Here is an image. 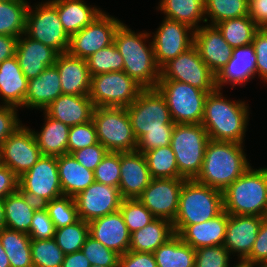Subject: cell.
I'll list each match as a JSON object with an SVG mask.
<instances>
[{"label":"cell","instance_id":"28","mask_svg":"<svg viewBox=\"0 0 267 267\" xmlns=\"http://www.w3.org/2000/svg\"><path fill=\"white\" fill-rule=\"evenodd\" d=\"M62 94L57 67L49 66L38 77L28 80L25 108L44 111Z\"/></svg>","mask_w":267,"mask_h":267},{"label":"cell","instance_id":"12","mask_svg":"<svg viewBox=\"0 0 267 267\" xmlns=\"http://www.w3.org/2000/svg\"><path fill=\"white\" fill-rule=\"evenodd\" d=\"M18 189L32 201L44 205L63 196L56 156H44L18 179Z\"/></svg>","mask_w":267,"mask_h":267},{"label":"cell","instance_id":"64","mask_svg":"<svg viewBox=\"0 0 267 267\" xmlns=\"http://www.w3.org/2000/svg\"><path fill=\"white\" fill-rule=\"evenodd\" d=\"M237 262H238V263H236V265H235V263H234V265H233L232 267H251V265H249V264H247V263L239 262L238 260H237Z\"/></svg>","mask_w":267,"mask_h":267},{"label":"cell","instance_id":"62","mask_svg":"<svg viewBox=\"0 0 267 267\" xmlns=\"http://www.w3.org/2000/svg\"><path fill=\"white\" fill-rule=\"evenodd\" d=\"M0 267H10V261L1 244V240H0Z\"/></svg>","mask_w":267,"mask_h":267},{"label":"cell","instance_id":"26","mask_svg":"<svg viewBox=\"0 0 267 267\" xmlns=\"http://www.w3.org/2000/svg\"><path fill=\"white\" fill-rule=\"evenodd\" d=\"M94 105L89 95L62 94L44 112L51 118L72 127L92 120Z\"/></svg>","mask_w":267,"mask_h":267},{"label":"cell","instance_id":"35","mask_svg":"<svg viewBox=\"0 0 267 267\" xmlns=\"http://www.w3.org/2000/svg\"><path fill=\"white\" fill-rule=\"evenodd\" d=\"M165 18L186 24L194 31L206 23L204 0H160L156 8Z\"/></svg>","mask_w":267,"mask_h":267},{"label":"cell","instance_id":"52","mask_svg":"<svg viewBox=\"0 0 267 267\" xmlns=\"http://www.w3.org/2000/svg\"><path fill=\"white\" fill-rule=\"evenodd\" d=\"M252 46L254 48L256 61V75L260 81L267 83V31L259 28L254 34Z\"/></svg>","mask_w":267,"mask_h":267},{"label":"cell","instance_id":"61","mask_svg":"<svg viewBox=\"0 0 267 267\" xmlns=\"http://www.w3.org/2000/svg\"><path fill=\"white\" fill-rule=\"evenodd\" d=\"M62 267H91V264L80 250L71 254H66L62 262Z\"/></svg>","mask_w":267,"mask_h":267},{"label":"cell","instance_id":"21","mask_svg":"<svg viewBox=\"0 0 267 267\" xmlns=\"http://www.w3.org/2000/svg\"><path fill=\"white\" fill-rule=\"evenodd\" d=\"M152 179L142 152H120L119 190L123 199L138 198Z\"/></svg>","mask_w":267,"mask_h":267},{"label":"cell","instance_id":"63","mask_svg":"<svg viewBox=\"0 0 267 267\" xmlns=\"http://www.w3.org/2000/svg\"><path fill=\"white\" fill-rule=\"evenodd\" d=\"M6 227L5 224V214H4V203L3 200L0 199V231Z\"/></svg>","mask_w":267,"mask_h":267},{"label":"cell","instance_id":"1","mask_svg":"<svg viewBox=\"0 0 267 267\" xmlns=\"http://www.w3.org/2000/svg\"><path fill=\"white\" fill-rule=\"evenodd\" d=\"M249 104L242 100H230L216 89L207 95L202 125L210 140L244 144L249 122Z\"/></svg>","mask_w":267,"mask_h":267},{"label":"cell","instance_id":"43","mask_svg":"<svg viewBox=\"0 0 267 267\" xmlns=\"http://www.w3.org/2000/svg\"><path fill=\"white\" fill-rule=\"evenodd\" d=\"M87 66L91 76L109 72L123 71L124 59L121 56L116 45L100 49L90 55L87 59Z\"/></svg>","mask_w":267,"mask_h":267},{"label":"cell","instance_id":"66","mask_svg":"<svg viewBox=\"0 0 267 267\" xmlns=\"http://www.w3.org/2000/svg\"><path fill=\"white\" fill-rule=\"evenodd\" d=\"M261 28L267 31V22Z\"/></svg>","mask_w":267,"mask_h":267},{"label":"cell","instance_id":"6","mask_svg":"<svg viewBox=\"0 0 267 267\" xmlns=\"http://www.w3.org/2000/svg\"><path fill=\"white\" fill-rule=\"evenodd\" d=\"M209 140L202 124H175L170 145L183 178L195 179L198 176Z\"/></svg>","mask_w":267,"mask_h":267},{"label":"cell","instance_id":"20","mask_svg":"<svg viewBox=\"0 0 267 267\" xmlns=\"http://www.w3.org/2000/svg\"><path fill=\"white\" fill-rule=\"evenodd\" d=\"M264 217L229 214L223 246L242 262L251 252Z\"/></svg>","mask_w":267,"mask_h":267},{"label":"cell","instance_id":"60","mask_svg":"<svg viewBox=\"0 0 267 267\" xmlns=\"http://www.w3.org/2000/svg\"><path fill=\"white\" fill-rule=\"evenodd\" d=\"M17 42L15 36L0 35V63L15 56Z\"/></svg>","mask_w":267,"mask_h":267},{"label":"cell","instance_id":"34","mask_svg":"<svg viewBox=\"0 0 267 267\" xmlns=\"http://www.w3.org/2000/svg\"><path fill=\"white\" fill-rule=\"evenodd\" d=\"M172 222L155 218L130 235L129 251L153 253L174 235Z\"/></svg>","mask_w":267,"mask_h":267},{"label":"cell","instance_id":"24","mask_svg":"<svg viewBox=\"0 0 267 267\" xmlns=\"http://www.w3.org/2000/svg\"><path fill=\"white\" fill-rule=\"evenodd\" d=\"M257 57L252 43L233 49L226 66L216 75V87L222 90L225 85L245 87L256 76Z\"/></svg>","mask_w":267,"mask_h":267},{"label":"cell","instance_id":"2","mask_svg":"<svg viewBox=\"0 0 267 267\" xmlns=\"http://www.w3.org/2000/svg\"><path fill=\"white\" fill-rule=\"evenodd\" d=\"M150 37L151 33H135L123 22L114 34V44L124 59L123 71L144 89H155L160 79L153 43L148 41Z\"/></svg>","mask_w":267,"mask_h":267},{"label":"cell","instance_id":"42","mask_svg":"<svg viewBox=\"0 0 267 267\" xmlns=\"http://www.w3.org/2000/svg\"><path fill=\"white\" fill-rule=\"evenodd\" d=\"M88 235V222L79 219L71 225L56 229L54 239L66 255L80 251Z\"/></svg>","mask_w":267,"mask_h":267},{"label":"cell","instance_id":"54","mask_svg":"<svg viewBox=\"0 0 267 267\" xmlns=\"http://www.w3.org/2000/svg\"><path fill=\"white\" fill-rule=\"evenodd\" d=\"M18 108L0 105V147L1 144L23 124L18 118Z\"/></svg>","mask_w":267,"mask_h":267},{"label":"cell","instance_id":"13","mask_svg":"<svg viewBox=\"0 0 267 267\" xmlns=\"http://www.w3.org/2000/svg\"><path fill=\"white\" fill-rule=\"evenodd\" d=\"M159 80L187 83L208 94L217 89L215 74L201 59L194 45L166 63L160 69Z\"/></svg>","mask_w":267,"mask_h":267},{"label":"cell","instance_id":"7","mask_svg":"<svg viewBox=\"0 0 267 267\" xmlns=\"http://www.w3.org/2000/svg\"><path fill=\"white\" fill-rule=\"evenodd\" d=\"M126 110L137 141L148 132L173 131L175 126L166 100L156 88L144 89Z\"/></svg>","mask_w":267,"mask_h":267},{"label":"cell","instance_id":"38","mask_svg":"<svg viewBox=\"0 0 267 267\" xmlns=\"http://www.w3.org/2000/svg\"><path fill=\"white\" fill-rule=\"evenodd\" d=\"M27 0L0 2V35L19 38L26 30Z\"/></svg>","mask_w":267,"mask_h":267},{"label":"cell","instance_id":"25","mask_svg":"<svg viewBox=\"0 0 267 267\" xmlns=\"http://www.w3.org/2000/svg\"><path fill=\"white\" fill-rule=\"evenodd\" d=\"M54 65L60 75L63 94L89 95L91 75L86 59L74 57L66 52L58 54Z\"/></svg>","mask_w":267,"mask_h":267},{"label":"cell","instance_id":"15","mask_svg":"<svg viewBox=\"0 0 267 267\" xmlns=\"http://www.w3.org/2000/svg\"><path fill=\"white\" fill-rule=\"evenodd\" d=\"M42 156L31 128L25 124L10 135L0 147V163L19 178Z\"/></svg>","mask_w":267,"mask_h":267},{"label":"cell","instance_id":"10","mask_svg":"<svg viewBox=\"0 0 267 267\" xmlns=\"http://www.w3.org/2000/svg\"><path fill=\"white\" fill-rule=\"evenodd\" d=\"M144 88L124 71L91 76L89 98L94 107L126 108Z\"/></svg>","mask_w":267,"mask_h":267},{"label":"cell","instance_id":"57","mask_svg":"<svg viewBox=\"0 0 267 267\" xmlns=\"http://www.w3.org/2000/svg\"><path fill=\"white\" fill-rule=\"evenodd\" d=\"M118 267H157L153 253L127 251L119 256Z\"/></svg>","mask_w":267,"mask_h":267},{"label":"cell","instance_id":"4","mask_svg":"<svg viewBox=\"0 0 267 267\" xmlns=\"http://www.w3.org/2000/svg\"><path fill=\"white\" fill-rule=\"evenodd\" d=\"M223 192V210L231 215L265 217L267 214V167L250 166Z\"/></svg>","mask_w":267,"mask_h":267},{"label":"cell","instance_id":"23","mask_svg":"<svg viewBox=\"0 0 267 267\" xmlns=\"http://www.w3.org/2000/svg\"><path fill=\"white\" fill-rule=\"evenodd\" d=\"M15 56L25 77H38L56 62L58 53L47 45L33 40L25 33L18 38Z\"/></svg>","mask_w":267,"mask_h":267},{"label":"cell","instance_id":"22","mask_svg":"<svg viewBox=\"0 0 267 267\" xmlns=\"http://www.w3.org/2000/svg\"><path fill=\"white\" fill-rule=\"evenodd\" d=\"M89 235L119 255L129 251L130 233L120 211L88 222Z\"/></svg>","mask_w":267,"mask_h":267},{"label":"cell","instance_id":"3","mask_svg":"<svg viewBox=\"0 0 267 267\" xmlns=\"http://www.w3.org/2000/svg\"><path fill=\"white\" fill-rule=\"evenodd\" d=\"M244 147V144L209 140L201 171L195 180L225 190L251 166Z\"/></svg>","mask_w":267,"mask_h":267},{"label":"cell","instance_id":"29","mask_svg":"<svg viewBox=\"0 0 267 267\" xmlns=\"http://www.w3.org/2000/svg\"><path fill=\"white\" fill-rule=\"evenodd\" d=\"M229 214L223 210L203 223L188 225L179 236L194 249L223 245Z\"/></svg>","mask_w":267,"mask_h":267},{"label":"cell","instance_id":"33","mask_svg":"<svg viewBox=\"0 0 267 267\" xmlns=\"http://www.w3.org/2000/svg\"><path fill=\"white\" fill-rule=\"evenodd\" d=\"M6 228L29 233L32 217L40 204L19 189L3 199Z\"/></svg>","mask_w":267,"mask_h":267},{"label":"cell","instance_id":"45","mask_svg":"<svg viewBox=\"0 0 267 267\" xmlns=\"http://www.w3.org/2000/svg\"><path fill=\"white\" fill-rule=\"evenodd\" d=\"M56 229L77 222V206L73 197L61 196L44 204Z\"/></svg>","mask_w":267,"mask_h":267},{"label":"cell","instance_id":"58","mask_svg":"<svg viewBox=\"0 0 267 267\" xmlns=\"http://www.w3.org/2000/svg\"><path fill=\"white\" fill-rule=\"evenodd\" d=\"M18 179L10 168L0 163V199L18 190Z\"/></svg>","mask_w":267,"mask_h":267},{"label":"cell","instance_id":"65","mask_svg":"<svg viewBox=\"0 0 267 267\" xmlns=\"http://www.w3.org/2000/svg\"><path fill=\"white\" fill-rule=\"evenodd\" d=\"M251 267H267V262L254 264V265H251Z\"/></svg>","mask_w":267,"mask_h":267},{"label":"cell","instance_id":"67","mask_svg":"<svg viewBox=\"0 0 267 267\" xmlns=\"http://www.w3.org/2000/svg\"><path fill=\"white\" fill-rule=\"evenodd\" d=\"M91 267H103V266H99V265H91Z\"/></svg>","mask_w":267,"mask_h":267},{"label":"cell","instance_id":"16","mask_svg":"<svg viewBox=\"0 0 267 267\" xmlns=\"http://www.w3.org/2000/svg\"><path fill=\"white\" fill-rule=\"evenodd\" d=\"M194 32L186 24L164 17L151 38L157 66L161 69L171 59L193 46Z\"/></svg>","mask_w":267,"mask_h":267},{"label":"cell","instance_id":"9","mask_svg":"<svg viewBox=\"0 0 267 267\" xmlns=\"http://www.w3.org/2000/svg\"><path fill=\"white\" fill-rule=\"evenodd\" d=\"M156 89L166 100L175 124L202 123L208 93L175 80H159Z\"/></svg>","mask_w":267,"mask_h":267},{"label":"cell","instance_id":"36","mask_svg":"<svg viewBox=\"0 0 267 267\" xmlns=\"http://www.w3.org/2000/svg\"><path fill=\"white\" fill-rule=\"evenodd\" d=\"M157 267H194L195 249L174 234L154 252Z\"/></svg>","mask_w":267,"mask_h":267},{"label":"cell","instance_id":"17","mask_svg":"<svg viewBox=\"0 0 267 267\" xmlns=\"http://www.w3.org/2000/svg\"><path fill=\"white\" fill-rule=\"evenodd\" d=\"M185 178H153L138 200L155 218L173 222L178 210L179 195Z\"/></svg>","mask_w":267,"mask_h":267},{"label":"cell","instance_id":"8","mask_svg":"<svg viewBox=\"0 0 267 267\" xmlns=\"http://www.w3.org/2000/svg\"><path fill=\"white\" fill-rule=\"evenodd\" d=\"M92 120L98 142L109 152H132L138 141L126 108L94 107Z\"/></svg>","mask_w":267,"mask_h":267},{"label":"cell","instance_id":"14","mask_svg":"<svg viewBox=\"0 0 267 267\" xmlns=\"http://www.w3.org/2000/svg\"><path fill=\"white\" fill-rule=\"evenodd\" d=\"M121 20L103 12L85 28L70 37L68 53L87 59L93 53L114 43L116 29Z\"/></svg>","mask_w":267,"mask_h":267},{"label":"cell","instance_id":"31","mask_svg":"<svg viewBox=\"0 0 267 267\" xmlns=\"http://www.w3.org/2000/svg\"><path fill=\"white\" fill-rule=\"evenodd\" d=\"M57 165L64 196L74 198L95 181L94 171L81 165L72 154L58 156Z\"/></svg>","mask_w":267,"mask_h":267},{"label":"cell","instance_id":"11","mask_svg":"<svg viewBox=\"0 0 267 267\" xmlns=\"http://www.w3.org/2000/svg\"><path fill=\"white\" fill-rule=\"evenodd\" d=\"M25 34L58 54L68 52L70 37L63 29L57 8L49 0L29 5Z\"/></svg>","mask_w":267,"mask_h":267},{"label":"cell","instance_id":"51","mask_svg":"<svg viewBox=\"0 0 267 267\" xmlns=\"http://www.w3.org/2000/svg\"><path fill=\"white\" fill-rule=\"evenodd\" d=\"M56 228L44 205H40L31 221L29 237L31 240H42L54 238Z\"/></svg>","mask_w":267,"mask_h":267},{"label":"cell","instance_id":"39","mask_svg":"<svg viewBox=\"0 0 267 267\" xmlns=\"http://www.w3.org/2000/svg\"><path fill=\"white\" fill-rule=\"evenodd\" d=\"M215 26L233 49L251 44L259 29L249 15L228 19Z\"/></svg>","mask_w":267,"mask_h":267},{"label":"cell","instance_id":"47","mask_svg":"<svg viewBox=\"0 0 267 267\" xmlns=\"http://www.w3.org/2000/svg\"><path fill=\"white\" fill-rule=\"evenodd\" d=\"M81 251L91 265L118 267L120 255L105 247L101 242L90 235L87 236Z\"/></svg>","mask_w":267,"mask_h":267},{"label":"cell","instance_id":"46","mask_svg":"<svg viewBox=\"0 0 267 267\" xmlns=\"http://www.w3.org/2000/svg\"><path fill=\"white\" fill-rule=\"evenodd\" d=\"M119 211L130 234L142 229L155 219L154 215L138 198L123 199Z\"/></svg>","mask_w":267,"mask_h":267},{"label":"cell","instance_id":"56","mask_svg":"<svg viewBox=\"0 0 267 267\" xmlns=\"http://www.w3.org/2000/svg\"><path fill=\"white\" fill-rule=\"evenodd\" d=\"M173 131H156L146 133L137 144V151L147 152L149 150L165 147L171 144V136Z\"/></svg>","mask_w":267,"mask_h":267},{"label":"cell","instance_id":"5","mask_svg":"<svg viewBox=\"0 0 267 267\" xmlns=\"http://www.w3.org/2000/svg\"><path fill=\"white\" fill-rule=\"evenodd\" d=\"M223 211V192L186 179L179 195L177 215L172 222L174 233L180 234L188 225L203 223Z\"/></svg>","mask_w":267,"mask_h":267},{"label":"cell","instance_id":"44","mask_svg":"<svg viewBox=\"0 0 267 267\" xmlns=\"http://www.w3.org/2000/svg\"><path fill=\"white\" fill-rule=\"evenodd\" d=\"M31 256L34 267H62L65 254L56 240H31Z\"/></svg>","mask_w":267,"mask_h":267},{"label":"cell","instance_id":"30","mask_svg":"<svg viewBox=\"0 0 267 267\" xmlns=\"http://www.w3.org/2000/svg\"><path fill=\"white\" fill-rule=\"evenodd\" d=\"M56 8L64 31L69 37L90 24L103 11L84 0H49Z\"/></svg>","mask_w":267,"mask_h":267},{"label":"cell","instance_id":"55","mask_svg":"<svg viewBox=\"0 0 267 267\" xmlns=\"http://www.w3.org/2000/svg\"><path fill=\"white\" fill-rule=\"evenodd\" d=\"M249 265L267 262V219L264 217L250 254L242 261Z\"/></svg>","mask_w":267,"mask_h":267},{"label":"cell","instance_id":"49","mask_svg":"<svg viewBox=\"0 0 267 267\" xmlns=\"http://www.w3.org/2000/svg\"><path fill=\"white\" fill-rule=\"evenodd\" d=\"M194 267H230V252L223 245L195 249Z\"/></svg>","mask_w":267,"mask_h":267},{"label":"cell","instance_id":"41","mask_svg":"<svg viewBox=\"0 0 267 267\" xmlns=\"http://www.w3.org/2000/svg\"><path fill=\"white\" fill-rule=\"evenodd\" d=\"M249 0H204L206 24L216 25L222 21L246 16ZM210 18V19H209Z\"/></svg>","mask_w":267,"mask_h":267},{"label":"cell","instance_id":"18","mask_svg":"<svg viewBox=\"0 0 267 267\" xmlns=\"http://www.w3.org/2000/svg\"><path fill=\"white\" fill-rule=\"evenodd\" d=\"M74 200L79 218L90 222L119 211L123 198L118 187L94 181L76 195Z\"/></svg>","mask_w":267,"mask_h":267},{"label":"cell","instance_id":"40","mask_svg":"<svg viewBox=\"0 0 267 267\" xmlns=\"http://www.w3.org/2000/svg\"><path fill=\"white\" fill-rule=\"evenodd\" d=\"M143 154L152 178H183L179 174L171 145L158 147Z\"/></svg>","mask_w":267,"mask_h":267},{"label":"cell","instance_id":"32","mask_svg":"<svg viewBox=\"0 0 267 267\" xmlns=\"http://www.w3.org/2000/svg\"><path fill=\"white\" fill-rule=\"evenodd\" d=\"M43 113L45 121L40 132L32 129L41 154L56 157L67 154L70 127Z\"/></svg>","mask_w":267,"mask_h":267},{"label":"cell","instance_id":"37","mask_svg":"<svg viewBox=\"0 0 267 267\" xmlns=\"http://www.w3.org/2000/svg\"><path fill=\"white\" fill-rule=\"evenodd\" d=\"M1 244L10 261V267H34L31 256V238L27 233L3 228Z\"/></svg>","mask_w":267,"mask_h":267},{"label":"cell","instance_id":"19","mask_svg":"<svg viewBox=\"0 0 267 267\" xmlns=\"http://www.w3.org/2000/svg\"><path fill=\"white\" fill-rule=\"evenodd\" d=\"M194 46L215 76L226 66L233 54V48L214 25L205 24L195 30Z\"/></svg>","mask_w":267,"mask_h":267},{"label":"cell","instance_id":"50","mask_svg":"<svg viewBox=\"0 0 267 267\" xmlns=\"http://www.w3.org/2000/svg\"><path fill=\"white\" fill-rule=\"evenodd\" d=\"M98 143L96 126L93 120L70 127L68 134V153Z\"/></svg>","mask_w":267,"mask_h":267},{"label":"cell","instance_id":"27","mask_svg":"<svg viewBox=\"0 0 267 267\" xmlns=\"http://www.w3.org/2000/svg\"><path fill=\"white\" fill-rule=\"evenodd\" d=\"M28 79L23 74L18 59L13 56L0 63V105L25 108Z\"/></svg>","mask_w":267,"mask_h":267},{"label":"cell","instance_id":"53","mask_svg":"<svg viewBox=\"0 0 267 267\" xmlns=\"http://www.w3.org/2000/svg\"><path fill=\"white\" fill-rule=\"evenodd\" d=\"M108 152L109 151L98 142L83 149L73 151L71 154L85 168L94 171Z\"/></svg>","mask_w":267,"mask_h":267},{"label":"cell","instance_id":"59","mask_svg":"<svg viewBox=\"0 0 267 267\" xmlns=\"http://www.w3.org/2000/svg\"><path fill=\"white\" fill-rule=\"evenodd\" d=\"M249 17L261 28L267 22V0H249Z\"/></svg>","mask_w":267,"mask_h":267},{"label":"cell","instance_id":"48","mask_svg":"<svg viewBox=\"0 0 267 267\" xmlns=\"http://www.w3.org/2000/svg\"><path fill=\"white\" fill-rule=\"evenodd\" d=\"M96 182L118 187L120 182V152H108L94 170Z\"/></svg>","mask_w":267,"mask_h":267}]
</instances>
